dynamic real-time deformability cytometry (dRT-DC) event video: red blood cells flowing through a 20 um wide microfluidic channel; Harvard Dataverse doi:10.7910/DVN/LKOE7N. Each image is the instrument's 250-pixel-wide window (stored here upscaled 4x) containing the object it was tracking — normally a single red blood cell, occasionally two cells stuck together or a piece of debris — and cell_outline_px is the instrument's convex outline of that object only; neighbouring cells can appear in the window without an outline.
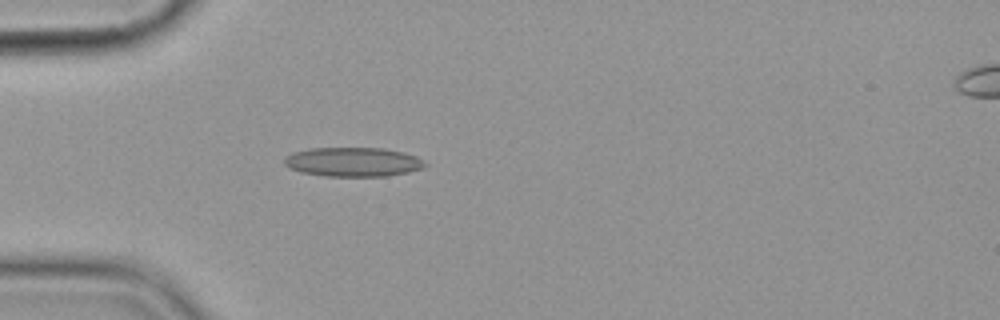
{"species": "common noctule bat (a hibernating species)", "species_latin": "Nyctalus noctula", "temperature_condition": "cold", "stored_images_in_passage": 3, "camera_frame_rate_fps": 3000, "um_per_image_px": 0.085, "animal": {"sex": "female", "body_mass_g": 19.9}, "frame": {"image": 1, "passage_image": 3, "time_ms": 2.333, "image_size_px": [1000, 320], "cell_outline_px": [[428, 164], [424, 168], [408, 172], [384, 176], [324, 176], [300, 172], [288, 168], [284, 164], [284, 156], [292, 152], [312, 148], [384, 148], [404, 152], [416, 156]], "centroid_in_image_um": [29.99, 13.76], "position_along_channel_um": 55.0, "area_um2": 24.16}}